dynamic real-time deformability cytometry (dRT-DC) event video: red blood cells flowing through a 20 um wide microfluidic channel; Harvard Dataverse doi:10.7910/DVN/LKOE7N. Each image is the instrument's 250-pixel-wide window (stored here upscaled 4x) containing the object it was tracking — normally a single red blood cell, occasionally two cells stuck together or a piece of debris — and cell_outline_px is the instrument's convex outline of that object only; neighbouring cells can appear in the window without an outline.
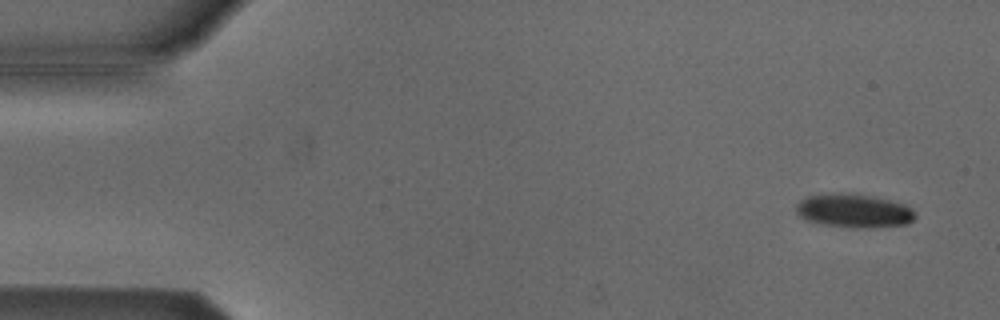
{"species": "Egyptian fruit bat (a non-hibernating species)", "species_latin": "Rousettus aegyptiacus", "temperature_condition": "cold", "stored_images_in_passage": 53, "camera_frame_rate_fps": 3000, "um_per_image_px": 0.085, "animal": {"sex": "male"}, "frame": {"image": 1, "passage_image": 3, "time_ms": 0.667, "image_size_px": [1000, 320], "cell_outline_px": [[916, 216], [908, 224], [856, 228], [824, 224], [808, 220], [800, 216], [796, 212], [796, 204], [800, 200], [808, 196], [832, 192], [840, 192], [872, 196], [904, 204], [912, 208], [916, 212]], "centroid_in_image_um": [72.58, 17.9], "position_along_channel_um": 12.4, "area_um2": 23.24}}
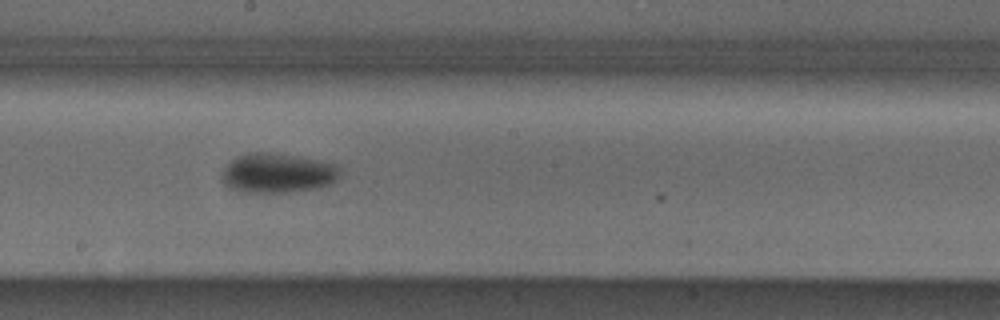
{"frame": {"image": 2, "passage_image": 29, "time_ms": 9.333, "image_size_px": [1000, 320], "cell_outline_px": [[340, 176], [332, 184], [320, 188], [288, 192], [244, 192], [228, 188], [224, 184], [220, 176], [224, 168], [232, 160], [248, 152], [268, 152], [296, 156], [336, 164], [340, 172]], "centroid_in_image_um": [23.59, 14.72], "position_along_channel_um": 224.6, "area_um2": 27.34}}
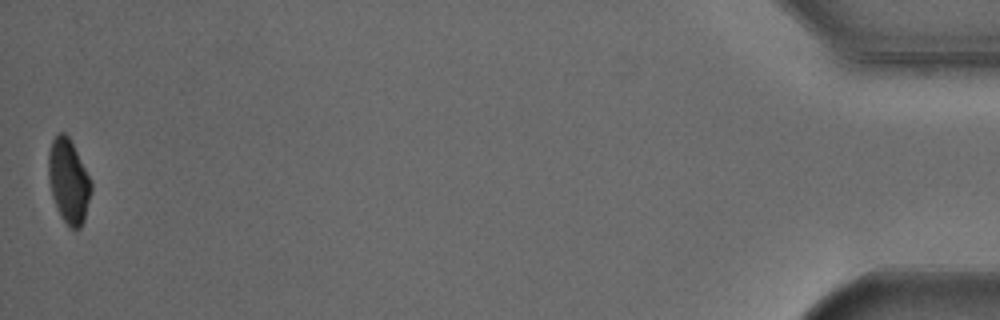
{"frame": {"image": 3, "passage_image": 53, "time_ms": 17.333, "image_size_px": [1000, 320], "cell_outline_px": [[92, 192], [84, 220], [80, 228], [72, 228], [60, 216], [56, 208], [52, 196], [48, 176], [48, 152], [52, 140], [60, 132], [64, 132], [68, 136], [92, 180]], "centroid_in_image_um": [5.83, 15.39], "position_along_channel_um": 429.4, "area_um2": 20.98}, "authors_computed_cell_mechanics": {"area_um2": 24.2182, "velocity_mm_per_s": 3.8094, "shape_relaxation_time_tau1_ms": 6.6158, "shape_relaxation_time_tau2_ms": 7.0436, "deformation_change_tau1": 0.1201, "deformation_change_tau2": 0.0699}}